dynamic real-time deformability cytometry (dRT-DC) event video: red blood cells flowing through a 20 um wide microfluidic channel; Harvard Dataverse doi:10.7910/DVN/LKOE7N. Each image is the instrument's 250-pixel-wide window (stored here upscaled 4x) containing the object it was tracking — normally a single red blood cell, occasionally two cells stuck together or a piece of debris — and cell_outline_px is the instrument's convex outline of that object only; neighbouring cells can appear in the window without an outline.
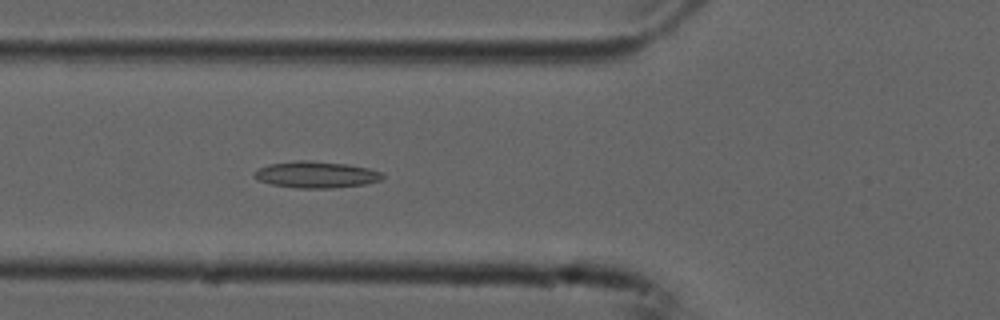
{"species": "common noctule bat (a hibernating species)", "species_latin": "Nyctalus noctula", "temperature_condition": "cold", "stored_images_in_passage": 35, "camera_frame_rate_fps": 3000, "um_per_image_px": 0.085, "animal": {"sex": "male", "forearm_length_mm": 52.5}, "frame": {"image": 1, "passage_image": 11, "time_ms": 3.333, "image_size_px": [1000, 320], "cell_outline_px": [[384, 176], [380, 180], [364, 184], [332, 188], [296, 188], [272, 184], [260, 180], [252, 176], [252, 172], [268, 164], [296, 160], [312, 160], [348, 164], [368, 168], [384, 172]], "centroid_in_image_um": [26.87, 14.83], "position_along_channel_um": 98.9, "area_um2": 19.94}}
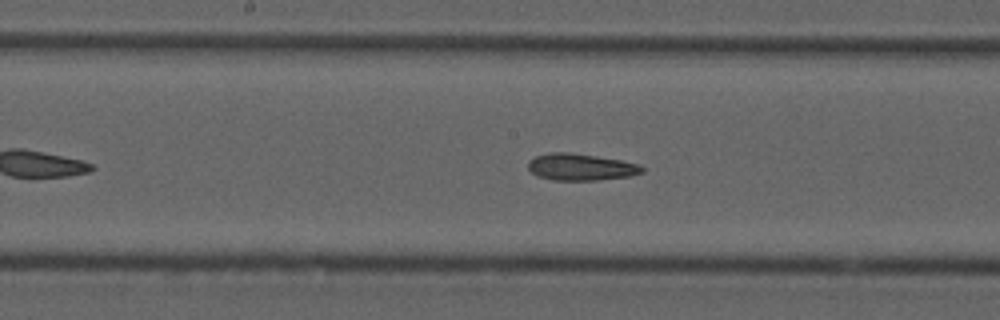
{"frame": {"image": 2, "passage_image": 19, "time_ms": 6.0, "image_size_px": [1000, 320], "cell_outline_px": [[644, 172], [632, 176], [596, 180], [552, 180], [536, 176], [528, 168], [528, 160], [536, 156], [552, 152], [572, 152], [620, 160], [640, 164], [644, 168]], "centroid_in_image_um": [49.37, 14.2], "position_along_channel_um": 198.8, "area_um2": 17.92}}
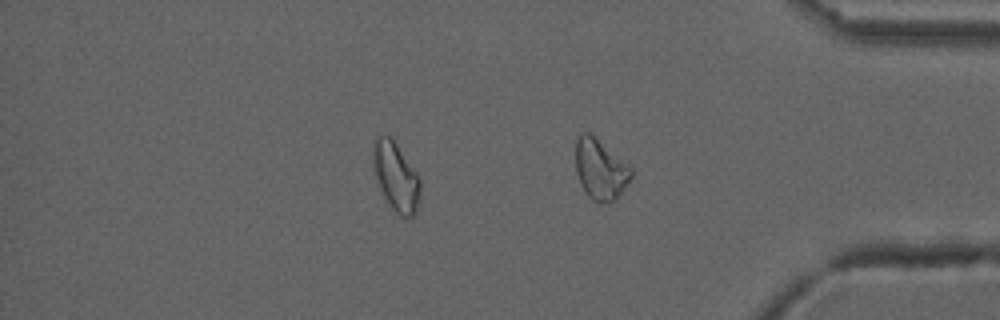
{"frame": {"image": 3, "passage_image": 35, "time_ms": 11.333, "image_size_px": [1000, 320], "cell_outline_px": [[632, 176], [616, 200], [608, 204], [592, 200], [584, 192], [580, 184], [576, 172], [576, 136], [580, 132], [588, 132], [628, 164], [632, 168]], "centroid_in_image_um": [51.01, 14.42], "position_along_channel_um": 384.2, "area_um2": 19.59}, "authors_computed_cell_mechanics": {"area_um2": 18.3226, "velocity_mm_per_s": 3.734, "shape_relaxation_time_tau1_ms": null, "shape_relaxation_time_tau2_ms": 4.8372, "deformation_change_tau1": null, "deformation_change_tau2": 0.135}}